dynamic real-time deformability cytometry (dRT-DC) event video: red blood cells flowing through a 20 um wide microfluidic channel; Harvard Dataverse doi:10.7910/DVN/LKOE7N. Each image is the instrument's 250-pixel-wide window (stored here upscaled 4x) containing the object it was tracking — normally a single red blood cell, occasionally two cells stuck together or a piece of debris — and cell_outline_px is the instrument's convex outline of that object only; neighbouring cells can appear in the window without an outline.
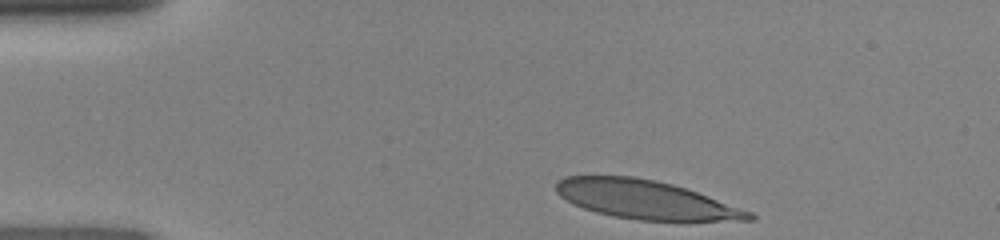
{"species": "human", "species_latin": "Homo sapiens", "temperature_condition": "room temperature", "stored_images_in_passage": 32, "camera_frame_rate_fps": 3000, "um_per_image_px": 0.085, "donor": {"sex": "female"}, "frame": {"image": 1, "passage_image": 1, "time_ms": 0.0, "image_size_px": [1000, 240], "cell_outline_px": [[756, 220], [688, 224], [636, 220], [612, 216], [596, 212], [572, 204], [560, 196], [556, 192], [556, 180], [564, 176], [632, 176], [672, 184], [708, 196], [752, 212], [756, 216]], "centroid_in_image_um": [54.98, 17.04], "position_along_channel_um": 30.0, "area_um2": 44.8}}
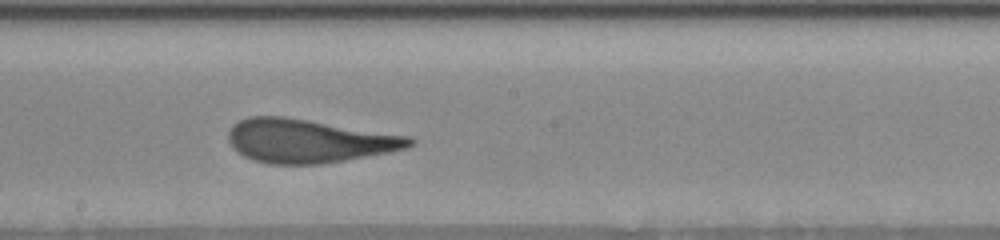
{"frame": {"image": 2, "passage_image": 19, "time_ms": 6.0, "image_size_px": [1000, 240], "cell_outline_px": [[416, 140], [408, 148], [388, 152], [344, 160], [320, 164], [268, 164], [252, 160], [244, 156], [232, 148], [228, 140], [228, 132], [232, 124], [248, 116], [284, 116], [412, 136]], "centroid_in_image_um": [26.22, 11.97], "position_along_channel_um": 222.0, "area_um2": 46.24}}
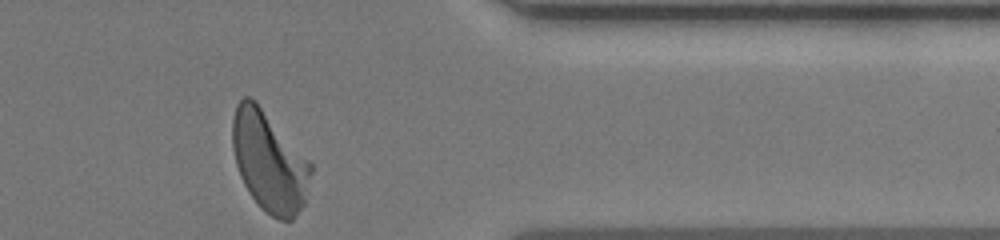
{"frame": {"image": 3, "passage_image": 32, "time_ms": 10.333, "image_size_px": [1000, 240], "cell_outline_px": [[312, 172], [304, 204], [292, 220], [280, 220], [272, 216], [260, 208], [248, 192], [240, 176], [236, 164], [232, 148], [232, 120], [236, 104], [244, 96], [248, 96], [256, 100], [312, 164]], "centroid_in_image_um": [22.86, 13.73], "position_along_channel_um": 388.5, "area_um2": 45.84}}